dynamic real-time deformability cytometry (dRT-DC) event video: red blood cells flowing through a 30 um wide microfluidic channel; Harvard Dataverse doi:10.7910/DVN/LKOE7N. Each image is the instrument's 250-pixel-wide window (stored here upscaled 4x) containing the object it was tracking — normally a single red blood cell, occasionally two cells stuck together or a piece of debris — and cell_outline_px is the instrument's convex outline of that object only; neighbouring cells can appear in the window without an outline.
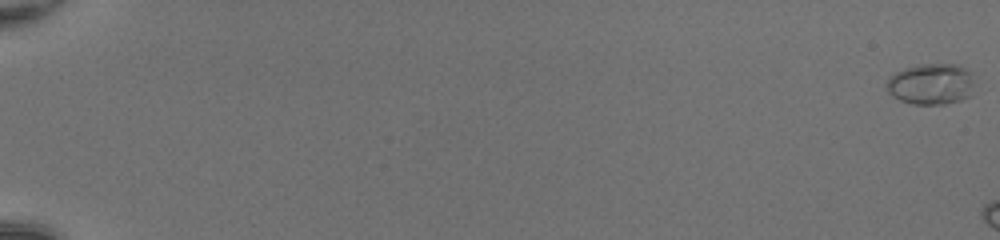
{"species": "common noctule bat (a hibernating species)", "species_latin": "Nyctalus noctula", "temperature_condition": "room temperature", "stored_images_in_passage": 8, "camera_frame_rate_fps": 3000, "um_per_image_px": 0.085, "animal": {"sex": "female", "body_mass_g": 20.0, "forearm_length_mm": 54.0}, "frame": {"image": 1, "passage_image": 1, "time_ms": 0.0, "image_size_px": [1000, 240], "cell_outline_px": [[972, 96], [960, 100], [944, 104], [912, 104], [900, 100], [892, 96], [888, 92], [884, 84], [888, 76], [904, 68], [920, 64], [956, 64], [972, 72]], "centroid_in_image_um": [79.1, 7.14], "position_along_channel_um": 5.9, "area_um2": 21.33}}